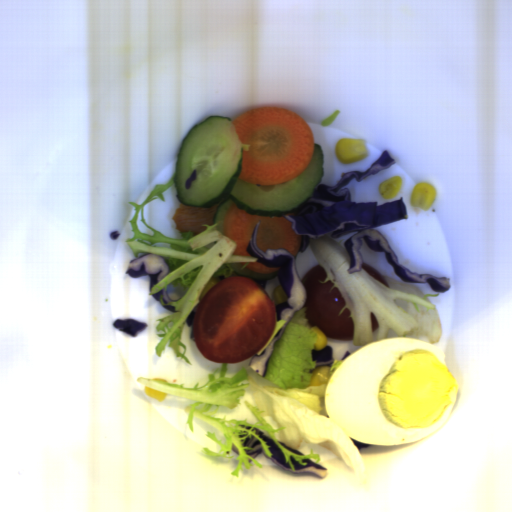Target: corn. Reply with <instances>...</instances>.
Here are the masks:
<instances>
[{
	"label": "corn",
	"mask_w": 512,
	"mask_h": 512,
	"mask_svg": "<svg viewBox=\"0 0 512 512\" xmlns=\"http://www.w3.org/2000/svg\"><path fill=\"white\" fill-rule=\"evenodd\" d=\"M336 159L343 164H350L364 159L368 155L365 139L343 138L334 147Z\"/></svg>",
	"instance_id": "51d56268"
},
{
	"label": "corn",
	"mask_w": 512,
	"mask_h": 512,
	"mask_svg": "<svg viewBox=\"0 0 512 512\" xmlns=\"http://www.w3.org/2000/svg\"><path fill=\"white\" fill-rule=\"evenodd\" d=\"M437 191L433 184L429 182H419L410 191L411 207L422 208L429 211L436 199Z\"/></svg>",
	"instance_id": "f1292c28"
},
{
	"label": "corn",
	"mask_w": 512,
	"mask_h": 512,
	"mask_svg": "<svg viewBox=\"0 0 512 512\" xmlns=\"http://www.w3.org/2000/svg\"><path fill=\"white\" fill-rule=\"evenodd\" d=\"M404 184L401 176H392L387 180H384L379 185V191L382 198L393 199L400 192Z\"/></svg>",
	"instance_id": "5cfa1b94"
},
{
	"label": "corn",
	"mask_w": 512,
	"mask_h": 512,
	"mask_svg": "<svg viewBox=\"0 0 512 512\" xmlns=\"http://www.w3.org/2000/svg\"><path fill=\"white\" fill-rule=\"evenodd\" d=\"M331 373L330 365L315 367L314 371H311V378L308 383L311 387L319 386L328 383Z\"/></svg>",
	"instance_id": "cfcad685"
},
{
	"label": "corn",
	"mask_w": 512,
	"mask_h": 512,
	"mask_svg": "<svg viewBox=\"0 0 512 512\" xmlns=\"http://www.w3.org/2000/svg\"><path fill=\"white\" fill-rule=\"evenodd\" d=\"M310 330L316 332V343L314 345L313 350H315V351L323 350L326 346H328L327 336H326L325 332L320 327H318L316 325V326L311 327Z\"/></svg>",
	"instance_id": "2b8c4276"
},
{
	"label": "corn",
	"mask_w": 512,
	"mask_h": 512,
	"mask_svg": "<svg viewBox=\"0 0 512 512\" xmlns=\"http://www.w3.org/2000/svg\"><path fill=\"white\" fill-rule=\"evenodd\" d=\"M144 393H145L146 396H150V397H152L155 400L161 401L162 403L164 402V400H165V398L167 396V393L158 391V390L153 389L151 387H148L146 385L144 387Z\"/></svg>",
	"instance_id": "79e197a2"
},
{
	"label": "corn",
	"mask_w": 512,
	"mask_h": 512,
	"mask_svg": "<svg viewBox=\"0 0 512 512\" xmlns=\"http://www.w3.org/2000/svg\"><path fill=\"white\" fill-rule=\"evenodd\" d=\"M272 295L276 303L286 302L287 298L281 284L275 287L272 291Z\"/></svg>",
	"instance_id": "30e3d8cc"
},
{
	"label": "corn",
	"mask_w": 512,
	"mask_h": 512,
	"mask_svg": "<svg viewBox=\"0 0 512 512\" xmlns=\"http://www.w3.org/2000/svg\"><path fill=\"white\" fill-rule=\"evenodd\" d=\"M219 279L218 277H211L208 282L205 284L200 296H199V300L200 302L202 301L204 295L213 287L215 286L217 283H219Z\"/></svg>",
	"instance_id": "6a14855c"
},
{
	"label": "corn",
	"mask_w": 512,
	"mask_h": 512,
	"mask_svg": "<svg viewBox=\"0 0 512 512\" xmlns=\"http://www.w3.org/2000/svg\"><path fill=\"white\" fill-rule=\"evenodd\" d=\"M151 379H155V380H159V381H162V382H166V383H169L167 379H164V378H160V377H156V378H151Z\"/></svg>",
	"instance_id": "42891da5"
}]
</instances>
